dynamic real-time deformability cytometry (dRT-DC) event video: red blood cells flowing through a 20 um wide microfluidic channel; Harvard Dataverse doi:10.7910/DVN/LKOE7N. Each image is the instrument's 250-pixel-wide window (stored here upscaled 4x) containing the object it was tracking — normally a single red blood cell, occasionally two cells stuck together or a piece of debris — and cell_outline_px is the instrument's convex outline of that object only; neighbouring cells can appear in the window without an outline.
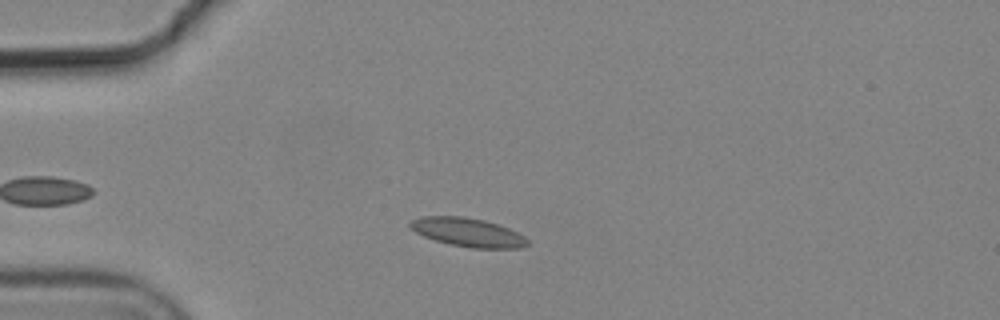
{"species": "common noctule bat (a hibernating species)", "species_latin": "Nyctalus noctula", "temperature_condition": "cold", "stored_images_in_passage": 4, "camera_frame_rate_fps": 3000, "um_per_image_px": 0.085, "animal": {"sex": "male", "body_mass_g": 19.2, "forearm_length_mm": 51.8}, "frame": {"image": 1, "passage_image": 3, "time_ms": 0.667, "image_size_px": [1000, 320], "cell_outline_px": [[528, 244], [520, 248], [472, 248], [448, 244], [424, 236], [416, 232], [408, 224], [412, 220], [420, 216], [464, 216], [484, 220], [508, 228], [524, 236], [528, 240]], "centroid_in_image_um": [39.75, 19.74], "position_along_channel_um": 45.2, "area_um2": 19.48}}